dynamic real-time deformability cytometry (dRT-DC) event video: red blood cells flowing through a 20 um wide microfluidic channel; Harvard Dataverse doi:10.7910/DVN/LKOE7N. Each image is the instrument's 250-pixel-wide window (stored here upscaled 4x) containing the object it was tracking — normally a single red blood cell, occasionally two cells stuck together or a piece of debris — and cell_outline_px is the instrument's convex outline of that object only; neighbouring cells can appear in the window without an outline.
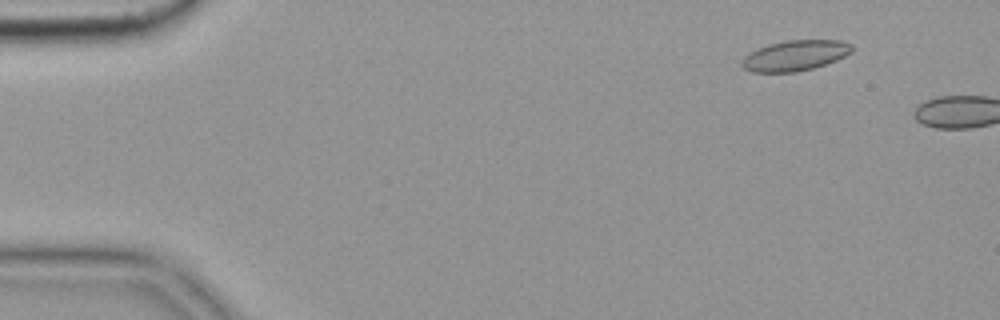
{"species": "common noctule bat (a hibernating species)", "species_latin": "Nyctalus noctula", "temperature_condition": "cold", "stored_images_in_passage": 3, "camera_frame_rate_fps": 3000, "um_per_image_px": 0.085, "animal": {"sex": "female", "body_mass_g": 19.9}, "frame": {"image": 1, "passage_image": 2, "time_ms": 0.333, "image_size_px": [1000, 320], "cell_outline_px": [[852, 52], [836, 60], [812, 68], [796, 72], [752, 72], [744, 68], [740, 64], [740, 60], [744, 56], [756, 48], [768, 44], [788, 40], [840, 40], [852, 44]], "centroid_in_image_um": [67.54, 4.71], "position_along_channel_um": 17.5, "area_um2": 19.59}}